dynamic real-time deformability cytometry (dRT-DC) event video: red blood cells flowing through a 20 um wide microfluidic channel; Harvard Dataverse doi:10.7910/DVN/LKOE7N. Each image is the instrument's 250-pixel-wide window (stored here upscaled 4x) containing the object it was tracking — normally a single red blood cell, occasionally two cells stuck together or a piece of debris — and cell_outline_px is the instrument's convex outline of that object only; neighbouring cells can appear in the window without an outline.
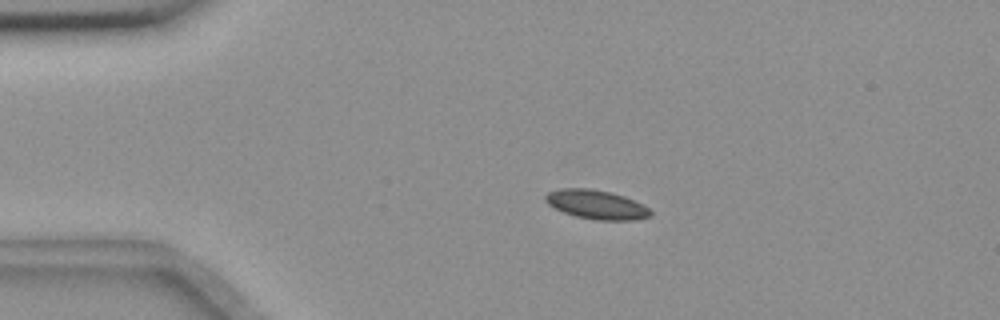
{"species": "common noctule bat (a hibernating species)", "species_latin": "Nyctalus noctula", "temperature_condition": "room temperature", "stored_images_in_passage": 57, "camera_frame_rate_fps": 3000, "um_per_image_px": 0.085, "animal": {"sex": "female", "body_mass_g": 18.4}, "frame": {"image": 1, "passage_image": 12, "time_ms": 3.667, "image_size_px": [1000, 320], "cell_outline_px": [[652, 216], [636, 220], [596, 220], [576, 216], [564, 212], [548, 204], [544, 200], [544, 196], [548, 192], [560, 188], [588, 188], [608, 192], [624, 196], [644, 204], [652, 212]], "centroid_in_image_um": [50.71, 17.39], "position_along_channel_um": 34.3, "area_um2": 17.8}}
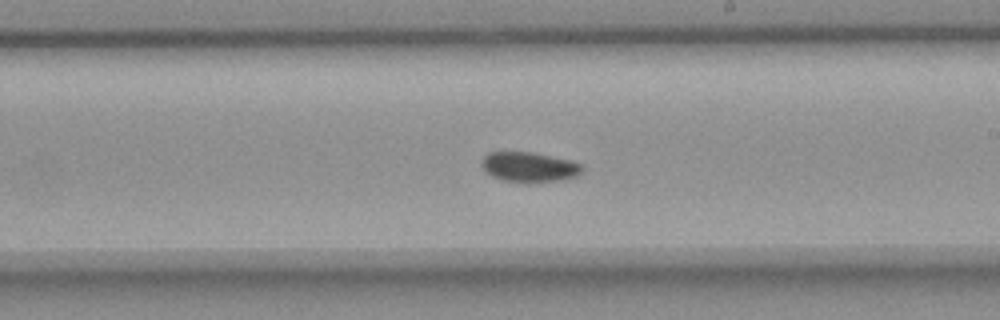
{"frame": {"image": 2, "passage_image": 33, "time_ms": 10.667, "image_size_px": [1000, 320], "cell_outline_px": [[584, 168], [580, 176], [564, 180], [528, 184], [504, 180], [492, 176], [484, 172], [480, 164], [480, 160], [488, 152], [532, 152], [572, 160], [584, 164]], "centroid_in_image_um": [45.02, 14.22], "position_along_channel_um": 244.0, "area_um2": 18.32}}
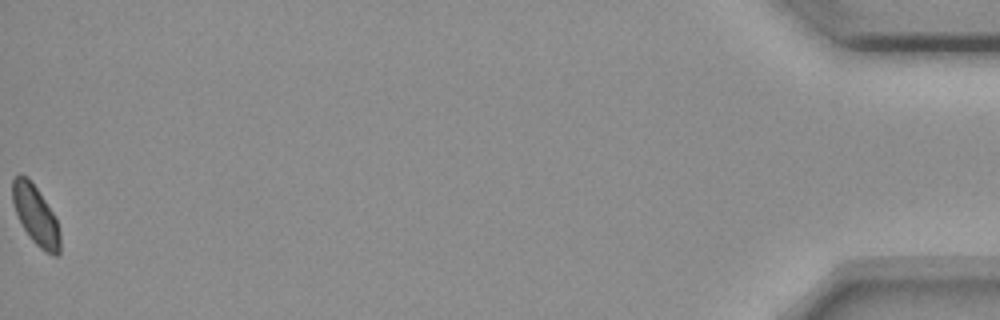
{"frame": {"image": 3, "passage_image": 57, "time_ms": 18.667, "image_size_px": [1000, 320], "cell_outline_px": [[60, 252], [56, 256], [52, 256], [44, 252], [28, 236], [12, 204], [12, 180], [20, 172], [28, 176], [56, 216], [60, 232]], "centroid_in_image_um": [3.04, 18.29], "position_along_channel_um": 432.2, "area_um2": 16.7}, "authors_computed_cell_mechanics": {"area_um2": 17.2822, "velocity_mm_per_s": 3.6043, "shape_relaxation_time_tau1_ms": 2.1424, "shape_relaxation_time_tau2_ms": 2.597, "deformation_change_tau1": 0.0714, "deformation_change_tau2": 0.0498}}